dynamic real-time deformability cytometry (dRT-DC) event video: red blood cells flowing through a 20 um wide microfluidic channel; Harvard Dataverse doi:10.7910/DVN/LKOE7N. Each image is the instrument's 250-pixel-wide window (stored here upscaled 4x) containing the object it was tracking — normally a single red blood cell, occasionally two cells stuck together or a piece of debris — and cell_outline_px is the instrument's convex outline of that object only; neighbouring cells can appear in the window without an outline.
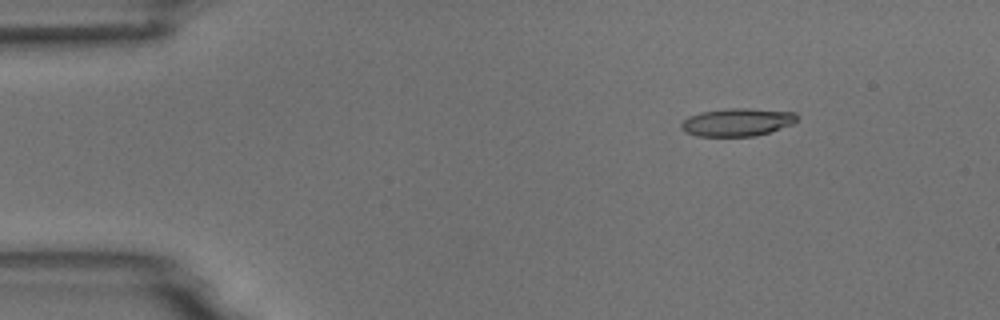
{"species": "common noctule bat (a hibernating species)", "species_latin": "Nyctalus noctula", "temperature_condition": "room temperature", "stored_images_in_passage": 5, "camera_frame_rate_fps": 3000, "um_per_image_px": 0.085, "animal": {"sex": "male", "body_mass_g": 18.8}, "frame": {"image": 1, "passage_image": 2, "time_ms": 1.333, "image_size_px": [1000, 320], "cell_outline_px": [[796, 120], [792, 124], [756, 136], [696, 136], [684, 132], [680, 128], [680, 124], [688, 116], [700, 112], [728, 108], [748, 108], [796, 112]], "centroid_in_image_um": [62.61, 10.38], "position_along_channel_um": 22.4, "area_um2": 18.84}}
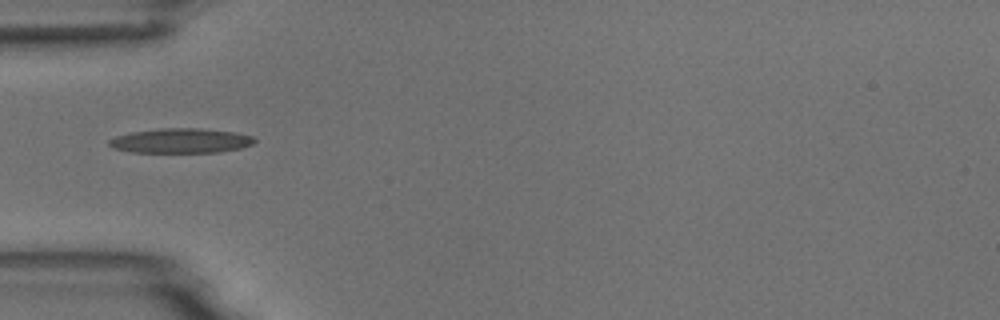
{"frame": {"image": 2, "passage_image": 5, "time_ms": 4.667, "image_size_px": [1000, 320], "cell_outline_px": [[256, 140], [252, 144], [240, 148], [216, 152], [132, 152], [116, 148], [108, 144], [108, 140], [116, 136], [132, 132], [160, 128], [200, 128], [236, 132], [252, 136]], "centroid_in_image_um": [15.38, 11.95], "position_along_channel_um": 69.6, "area_um2": 20.75}}